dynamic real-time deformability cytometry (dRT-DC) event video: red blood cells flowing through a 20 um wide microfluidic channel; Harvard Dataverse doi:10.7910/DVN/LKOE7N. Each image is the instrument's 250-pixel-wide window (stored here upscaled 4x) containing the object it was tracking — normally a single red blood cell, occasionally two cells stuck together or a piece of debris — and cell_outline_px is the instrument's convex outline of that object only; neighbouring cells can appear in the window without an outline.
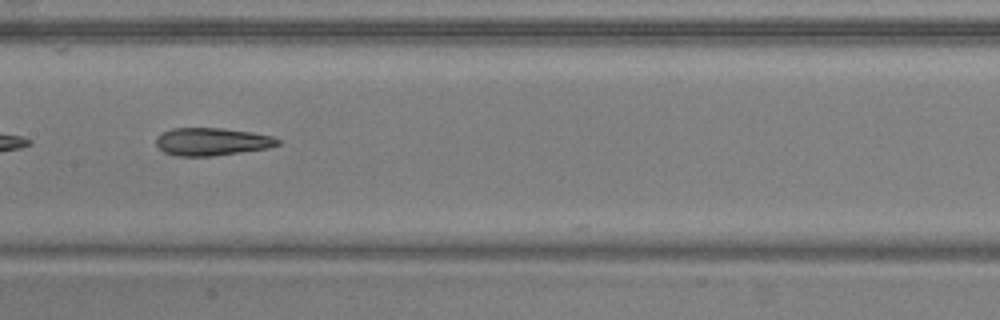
{"species": "common noctule bat (a hibernating species)", "species_latin": "Nyctalus noctula", "temperature_condition": "warm", "stored_images_in_passage": 35, "camera_frame_rate_fps": 3000, "um_per_image_px": 0.085, "animal": {"sex": "male", "body_mass_g": 20.5, "forearm_length_mm": 52.5}, "frame": {"image": 1, "passage_image": 11, "time_ms": 3.333, "image_size_px": [1000, 320], "cell_outline_px": [[280, 144], [268, 148], [212, 156], [176, 156], [164, 152], [156, 144], [156, 136], [172, 128], [224, 128], [252, 132], [272, 136], [280, 140]], "centroid_in_image_um": [18.01, 12.04], "position_along_channel_um": 189.4, "area_um2": 19.65}}
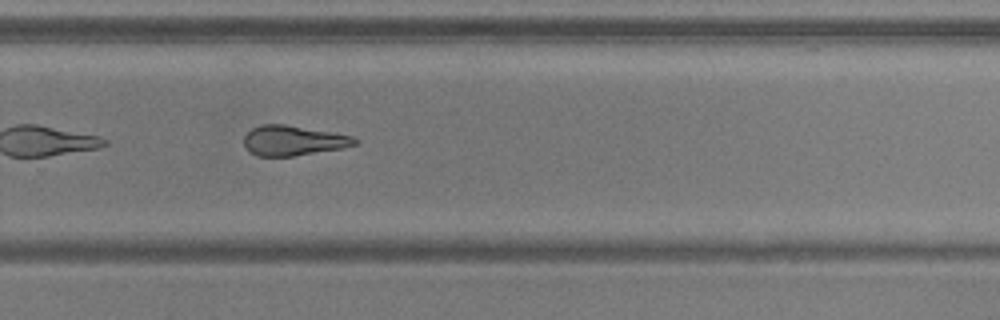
{"frame": {"image": 2, "passage_image": 20, "time_ms": 6.333, "image_size_px": [1000, 320], "cell_outline_px": [[360, 144], [344, 148], [292, 156], [256, 156], [248, 152], [244, 144], [244, 136], [252, 128], [260, 124], [284, 124], [332, 132], [352, 136], [360, 140]], "centroid_in_image_um": [24.94, 11.95], "position_along_channel_um": 304.9, "area_um2": 19.59}, "authors_computed_cell_mechanics": {"area_um2": 20.23, "velocity_mm_per_s": 3.8671, "shape_relaxation_time_tau1_ms": 6.4575, "shape_relaxation_time_tau2_ms": 5.2238, "deformation_change_tau1": 0.2068, "deformation_change_tau2": 0.1393}}